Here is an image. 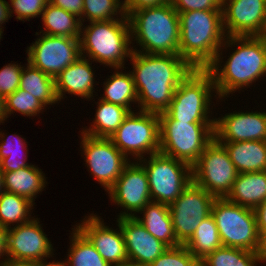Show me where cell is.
I'll return each instance as SVG.
<instances>
[{
	"instance_id": "1",
	"label": "cell",
	"mask_w": 266,
	"mask_h": 266,
	"mask_svg": "<svg viewBox=\"0 0 266 266\" xmlns=\"http://www.w3.org/2000/svg\"><path fill=\"white\" fill-rule=\"evenodd\" d=\"M132 73L140 111L160 114L172 101L179 83L193 69L180 55L132 53ZM140 104V105H139Z\"/></svg>"
},
{
	"instance_id": "2",
	"label": "cell",
	"mask_w": 266,
	"mask_h": 266,
	"mask_svg": "<svg viewBox=\"0 0 266 266\" xmlns=\"http://www.w3.org/2000/svg\"><path fill=\"white\" fill-rule=\"evenodd\" d=\"M178 15L179 55L194 69L220 68L221 47L227 37L222 10H194Z\"/></svg>"
},
{
	"instance_id": "3",
	"label": "cell",
	"mask_w": 266,
	"mask_h": 266,
	"mask_svg": "<svg viewBox=\"0 0 266 266\" xmlns=\"http://www.w3.org/2000/svg\"><path fill=\"white\" fill-rule=\"evenodd\" d=\"M230 45L238 48L228 56L223 68H207L219 99L266 75V36H227L222 47Z\"/></svg>"
},
{
	"instance_id": "4",
	"label": "cell",
	"mask_w": 266,
	"mask_h": 266,
	"mask_svg": "<svg viewBox=\"0 0 266 266\" xmlns=\"http://www.w3.org/2000/svg\"><path fill=\"white\" fill-rule=\"evenodd\" d=\"M127 17L131 41L136 40L141 48L137 50L135 47L134 52L179 55V15L171 1L164 5L134 11Z\"/></svg>"
},
{
	"instance_id": "5",
	"label": "cell",
	"mask_w": 266,
	"mask_h": 266,
	"mask_svg": "<svg viewBox=\"0 0 266 266\" xmlns=\"http://www.w3.org/2000/svg\"><path fill=\"white\" fill-rule=\"evenodd\" d=\"M116 17L114 20L90 22L84 28L82 23L80 53L82 57L93 59V62L121 70L125 57H131L133 47H129L132 42L128 17Z\"/></svg>"
},
{
	"instance_id": "6",
	"label": "cell",
	"mask_w": 266,
	"mask_h": 266,
	"mask_svg": "<svg viewBox=\"0 0 266 266\" xmlns=\"http://www.w3.org/2000/svg\"><path fill=\"white\" fill-rule=\"evenodd\" d=\"M158 115L160 120L159 152L192 167L206 146L214 139L215 123L176 121L166 112Z\"/></svg>"
},
{
	"instance_id": "7",
	"label": "cell",
	"mask_w": 266,
	"mask_h": 266,
	"mask_svg": "<svg viewBox=\"0 0 266 266\" xmlns=\"http://www.w3.org/2000/svg\"><path fill=\"white\" fill-rule=\"evenodd\" d=\"M214 79L207 69H192L179 83L165 111L173 120L187 123H215L210 119Z\"/></svg>"
},
{
	"instance_id": "8",
	"label": "cell",
	"mask_w": 266,
	"mask_h": 266,
	"mask_svg": "<svg viewBox=\"0 0 266 266\" xmlns=\"http://www.w3.org/2000/svg\"><path fill=\"white\" fill-rule=\"evenodd\" d=\"M211 215L223 246L256 251L259 232L254 209L237 205L226 198H216Z\"/></svg>"
},
{
	"instance_id": "9",
	"label": "cell",
	"mask_w": 266,
	"mask_h": 266,
	"mask_svg": "<svg viewBox=\"0 0 266 266\" xmlns=\"http://www.w3.org/2000/svg\"><path fill=\"white\" fill-rule=\"evenodd\" d=\"M148 159H140L139 163L146 170L151 200L170 205L192 181V167L161 152Z\"/></svg>"
},
{
	"instance_id": "10",
	"label": "cell",
	"mask_w": 266,
	"mask_h": 266,
	"mask_svg": "<svg viewBox=\"0 0 266 266\" xmlns=\"http://www.w3.org/2000/svg\"><path fill=\"white\" fill-rule=\"evenodd\" d=\"M113 144L128 158L143 159L145 153L152 155L160 151V120L157 113L130 112L110 137Z\"/></svg>"
},
{
	"instance_id": "11",
	"label": "cell",
	"mask_w": 266,
	"mask_h": 266,
	"mask_svg": "<svg viewBox=\"0 0 266 266\" xmlns=\"http://www.w3.org/2000/svg\"><path fill=\"white\" fill-rule=\"evenodd\" d=\"M238 172L224 145L215 138L192 166V181L216 198H225Z\"/></svg>"
},
{
	"instance_id": "12",
	"label": "cell",
	"mask_w": 266,
	"mask_h": 266,
	"mask_svg": "<svg viewBox=\"0 0 266 266\" xmlns=\"http://www.w3.org/2000/svg\"><path fill=\"white\" fill-rule=\"evenodd\" d=\"M216 197L191 181L182 194L169 205L175 236L184 245L202 220L211 214Z\"/></svg>"
},
{
	"instance_id": "13",
	"label": "cell",
	"mask_w": 266,
	"mask_h": 266,
	"mask_svg": "<svg viewBox=\"0 0 266 266\" xmlns=\"http://www.w3.org/2000/svg\"><path fill=\"white\" fill-rule=\"evenodd\" d=\"M81 136L80 147L84 152L86 166L95 180L108 191L131 161L110 138L93 137L82 132Z\"/></svg>"
},
{
	"instance_id": "14",
	"label": "cell",
	"mask_w": 266,
	"mask_h": 266,
	"mask_svg": "<svg viewBox=\"0 0 266 266\" xmlns=\"http://www.w3.org/2000/svg\"><path fill=\"white\" fill-rule=\"evenodd\" d=\"M26 53H28L27 62L55 78L81 57L80 40L42 34L27 48Z\"/></svg>"
},
{
	"instance_id": "15",
	"label": "cell",
	"mask_w": 266,
	"mask_h": 266,
	"mask_svg": "<svg viewBox=\"0 0 266 266\" xmlns=\"http://www.w3.org/2000/svg\"><path fill=\"white\" fill-rule=\"evenodd\" d=\"M52 254L53 246L38 218L7 229L8 260L43 264Z\"/></svg>"
},
{
	"instance_id": "16",
	"label": "cell",
	"mask_w": 266,
	"mask_h": 266,
	"mask_svg": "<svg viewBox=\"0 0 266 266\" xmlns=\"http://www.w3.org/2000/svg\"><path fill=\"white\" fill-rule=\"evenodd\" d=\"M106 192L111 201L126 210L122 211L118 218L135 217V214L152 201L146 170L138 162H130L123 169L122 175Z\"/></svg>"
},
{
	"instance_id": "17",
	"label": "cell",
	"mask_w": 266,
	"mask_h": 266,
	"mask_svg": "<svg viewBox=\"0 0 266 266\" xmlns=\"http://www.w3.org/2000/svg\"><path fill=\"white\" fill-rule=\"evenodd\" d=\"M222 12L226 36H266V0H223Z\"/></svg>"
},
{
	"instance_id": "18",
	"label": "cell",
	"mask_w": 266,
	"mask_h": 266,
	"mask_svg": "<svg viewBox=\"0 0 266 266\" xmlns=\"http://www.w3.org/2000/svg\"><path fill=\"white\" fill-rule=\"evenodd\" d=\"M218 142L266 141V112H233L215 118Z\"/></svg>"
},
{
	"instance_id": "19",
	"label": "cell",
	"mask_w": 266,
	"mask_h": 266,
	"mask_svg": "<svg viewBox=\"0 0 266 266\" xmlns=\"http://www.w3.org/2000/svg\"><path fill=\"white\" fill-rule=\"evenodd\" d=\"M75 225L93 244L101 257L111 266L128 261L123 233L104 225L99 216L91 214Z\"/></svg>"
},
{
	"instance_id": "20",
	"label": "cell",
	"mask_w": 266,
	"mask_h": 266,
	"mask_svg": "<svg viewBox=\"0 0 266 266\" xmlns=\"http://www.w3.org/2000/svg\"><path fill=\"white\" fill-rule=\"evenodd\" d=\"M123 233L128 261L149 266L169 247L152 236L135 217L117 218Z\"/></svg>"
},
{
	"instance_id": "21",
	"label": "cell",
	"mask_w": 266,
	"mask_h": 266,
	"mask_svg": "<svg viewBox=\"0 0 266 266\" xmlns=\"http://www.w3.org/2000/svg\"><path fill=\"white\" fill-rule=\"evenodd\" d=\"M89 62L90 59L81 56L55 77V90L59 101L67 92L87 100L92 98L95 73L92 70V63Z\"/></svg>"
},
{
	"instance_id": "22",
	"label": "cell",
	"mask_w": 266,
	"mask_h": 266,
	"mask_svg": "<svg viewBox=\"0 0 266 266\" xmlns=\"http://www.w3.org/2000/svg\"><path fill=\"white\" fill-rule=\"evenodd\" d=\"M225 198L255 210L266 200V171L238 173L231 191Z\"/></svg>"
},
{
	"instance_id": "23",
	"label": "cell",
	"mask_w": 266,
	"mask_h": 266,
	"mask_svg": "<svg viewBox=\"0 0 266 266\" xmlns=\"http://www.w3.org/2000/svg\"><path fill=\"white\" fill-rule=\"evenodd\" d=\"M142 213L143 218L135 216V219L152 236L168 247L181 245L174 233L169 205L151 201L140 211V214Z\"/></svg>"
},
{
	"instance_id": "24",
	"label": "cell",
	"mask_w": 266,
	"mask_h": 266,
	"mask_svg": "<svg viewBox=\"0 0 266 266\" xmlns=\"http://www.w3.org/2000/svg\"><path fill=\"white\" fill-rule=\"evenodd\" d=\"M238 173L266 171V141L219 142Z\"/></svg>"
},
{
	"instance_id": "25",
	"label": "cell",
	"mask_w": 266,
	"mask_h": 266,
	"mask_svg": "<svg viewBox=\"0 0 266 266\" xmlns=\"http://www.w3.org/2000/svg\"><path fill=\"white\" fill-rule=\"evenodd\" d=\"M44 175L41 169L34 165L17 171L3 172L4 191L25 197L34 203V198L46 186L47 182Z\"/></svg>"
},
{
	"instance_id": "26",
	"label": "cell",
	"mask_w": 266,
	"mask_h": 266,
	"mask_svg": "<svg viewBox=\"0 0 266 266\" xmlns=\"http://www.w3.org/2000/svg\"><path fill=\"white\" fill-rule=\"evenodd\" d=\"M98 104V105H97ZM94 121L82 133L93 137L110 138L131 112L128 108L99 99Z\"/></svg>"
},
{
	"instance_id": "27",
	"label": "cell",
	"mask_w": 266,
	"mask_h": 266,
	"mask_svg": "<svg viewBox=\"0 0 266 266\" xmlns=\"http://www.w3.org/2000/svg\"><path fill=\"white\" fill-rule=\"evenodd\" d=\"M41 19L44 30L43 34L59 37L80 38L81 21L76 15L65 11L63 8L48 3L44 8Z\"/></svg>"
},
{
	"instance_id": "28",
	"label": "cell",
	"mask_w": 266,
	"mask_h": 266,
	"mask_svg": "<svg viewBox=\"0 0 266 266\" xmlns=\"http://www.w3.org/2000/svg\"><path fill=\"white\" fill-rule=\"evenodd\" d=\"M19 88L33 95L45 107L59 101L55 90V78L33 67L29 62L22 70Z\"/></svg>"
},
{
	"instance_id": "29",
	"label": "cell",
	"mask_w": 266,
	"mask_h": 266,
	"mask_svg": "<svg viewBox=\"0 0 266 266\" xmlns=\"http://www.w3.org/2000/svg\"><path fill=\"white\" fill-rule=\"evenodd\" d=\"M110 78L106 79L103 83L104 94L100 97L102 100L128 108L131 112V104L138 102V94L135 87L132 73L118 71L119 68Z\"/></svg>"
},
{
	"instance_id": "30",
	"label": "cell",
	"mask_w": 266,
	"mask_h": 266,
	"mask_svg": "<svg viewBox=\"0 0 266 266\" xmlns=\"http://www.w3.org/2000/svg\"><path fill=\"white\" fill-rule=\"evenodd\" d=\"M184 245L198 261L223 246L217 225L211 214L202 220L192 237Z\"/></svg>"
},
{
	"instance_id": "31",
	"label": "cell",
	"mask_w": 266,
	"mask_h": 266,
	"mask_svg": "<svg viewBox=\"0 0 266 266\" xmlns=\"http://www.w3.org/2000/svg\"><path fill=\"white\" fill-rule=\"evenodd\" d=\"M33 202L25 197L3 191L0 194V226L6 229L27 223L33 219L31 210Z\"/></svg>"
},
{
	"instance_id": "32",
	"label": "cell",
	"mask_w": 266,
	"mask_h": 266,
	"mask_svg": "<svg viewBox=\"0 0 266 266\" xmlns=\"http://www.w3.org/2000/svg\"><path fill=\"white\" fill-rule=\"evenodd\" d=\"M72 229L71 245L66 259L69 266H111L77 227Z\"/></svg>"
},
{
	"instance_id": "33",
	"label": "cell",
	"mask_w": 266,
	"mask_h": 266,
	"mask_svg": "<svg viewBox=\"0 0 266 266\" xmlns=\"http://www.w3.org/2000/svg\"><path fill=\"white\" fill-rule=\"evenodd\" d=\"M256 252L222 246L199 261L200 266H257Z\"/></svg>"
},
{
	"instance_id": "34",
	"label": "cell",
	"mask_w": 266,
	"mask_h": 266,
	"mask_svg": "<svg viewBox=\"0 0 266 266\" xmlns=\"http://www.w3.org/2000/svg\"><path fill=\"white\" fill-rule=\"evenodd\" d=\"M4 133L0 132V168L3 172L17 171L18 169L25 168L31 164L26 163V156L24 155V160L18 159V154L20 149H27L25 139L19 137L18 135L12 136L15 140H9V137L5 139ZM10 138V139H13ZM15 141V145L14 142ZM13 142V144H12ZM14 146V147H13ZM17 146V147H16ZM13 147V148H12ZM16 148V149H15ZM20 148V149H19Z\"/></svg>"
},
{
	"instance_id": "35",
	"label": "cell",
	"mask_w": 266,
	"mask_h": 266,
	"mask_svg": "<svg viewBox=\"0 0 266 266\" xmlns=\"http://www.w3.org/2000/svg\"><path fill=\"white\" fill-rule=\"evenodd\" d=\"M125 16L123 1L120 0H84L83 22L87 18L89 22L114 20L118 15ZM85 18V19H84Z\"/></svg>"
},
{
	"instance_id": "36",
	"label": "cell",
	"mask_w": 266,
	"mask_h": 266,
	"mask_svg": "<svg viewBox=\"0 0 266 266\" xmlns=\"http://www.w3.org/2000/svg\"><path fill=\"white\" fill-rule=\"evenodd\" d=\"M45 108L46 107L33 97V95L20 88L5 98L6 119L9 117L8 115H11L14 111L24 116L32 117L41 113Z\"/></svg>"
},
{
	"instance_id": "37",
	"label": "cell",
	"mask_w": 266,
	"mask_h": 266,
	"mask_svg": "<svg viewBox=\"0 0 266 266\" xmlns=\"http://www.w3.org/2000/svg\"><path fill=\"white\" fill-rule=\"evenodd\" d=\"M149 266H200L185 245L169 247Z\"/></svg>"
},
{
	"instance_id": "38",
	"label": "cell",
	"mask_w": 266,
	"mask_h": 266,
	"mask_svg": "<svg viewBox=\"0 0 266 266\" xmlns=\"http://www.w3.org/2000/svg\"><path fill=\"white\" fill-rule=\"evenodd\" d=\"M49 0H10L11 16L14 12L16 19L29 21L30 18L40 17Z\"/></svg>"
},
{
	"instance_id": "39",
	"label": "cell",
	"mask_w": 266,
	"mask_h": 266,
	"mask_svg": "<svg viewBox=\"0 0 266 266\" xmlns=\"http://www.w3.org/2000/svg\"><path fill=\"white\" fill-rule=\"evenodd\" d=\"M23 67L19 64L10 63L0 70V95L3 98H6L19 88Z\"/></svg>"
},
{
	"instance_id": "40",
	"label": "cell",
	"mask_w": 266,
	"mask_h": 266,
	"mask_svg": "<svg viewBox=\"0 0 266 266\" xmlns=\"http://www.w3.org/2000/svg\"><path fill=\"white\" fill-rule=\"evenodd\" d=\"M178 12L194 10H222L223 0H170Z\"/></svg>"
},
{
	"instance_id": "41",
	"label": "cell",
	"mask_w": 266,
	"mask_h": 266,
	"mask_svg": "<svg viewBox=\"0 0 266 266\" xmlns=\"http://www.w3.org/2000/svg\"><path fill=\"white\" fill-rule=\"evenodd\" d=\"M168 2L170 0H124L123 9L125 15L128 16L134 11L164 5Z\"/></svg>"
},
{
	"instance_id": "42",
	"label": "cell",
	"mask_w": 266,
	"mask_h": 266,
	"mask_svg": "<svg viewBox=\"0 0 266 266\" xmlns=\"http://www.w3.org/2000/svg\"><path fill=\"white\" fill-rule=\"evenodd\" d=\"M49 3L81 18L82 24L84 0H49Z\"/></svg>"
},
{
	"instance_id": "43",
	"label": "cell",
	"mask_w": 266,
	"mask_h": 266,
	"mask_svg": "<svg viewBox=\"0 0 266 266\" xmlns=\"http://www.w3.org/2000/svg\"><path fill=\"white\" fill-rule=\"evenodd\" d=\"M258 232V247L255 252L258 256L259 263H262V261L264 263L266 262V229Z\"/></svg>"
},
{
	"instance_id": "44",
	"label": "cell",
	"mask_w": 266,
	"mask_h": 266,
	"mask_svg": "<svg viewBox=\"0 0 266 266\" xmlns=\"http://www.w3.org/2000/svg\"><path fill=\"white\" fill-rule=\"evenodd\" d=\"M257 218V229L262 231L266 229V200L255 209Z\"/></svg>"
},
{
	"instance_id": "45",
	"label": "cell",
	"mask_w": 266,
	"mask_h": 266,
	"mask_svg": "<svg viewBox=\"0 0 266 266\" xmlns=\"http://www.w3.org/2000/svg\"><path fill=\"white\" fill-rule=\"evenodd\" d=\"M11 17L10 12V4L5 0H0V30H2V23H5L8 21V19Z\"/></svg>"
},
{
	"instance_id": "46",
	"label": "cell",
	"mask_w": 266,
	"mask_h": 266,
	"mask_svg": "<svg viewBox=\"0 0 266 266\" xmlns=\"http://www.w3.org/2000/svg\"><path fill=\"white\" fill-rule=\"evenodd\" d=\"M7 257V229L0 226V258Z\"/></svg>"
},
{
	"instance_id": "47",
	"label": "cell",
	"mask_w": 266,
	"mask_h": 266,
	"mask_svg": "<svg viewBox=\"0 0 266 266\" xmlns=\"http://www.w3.org/2000/svg\"><path fill=\"white\" fill-rule=\"evenodd\" d=\"M0 266H41V264L35 262L13 261L6 258L4 261H0Z\"/></svg>"
},
{
	"instance_id": "48",
	"label": "cell",
	"mask_w": 266,
	"mask_h": 266,
	"mask_svg": "<svg viewBox=\"0 0 266 266\" xmlns=\"http://www.w3.org/2000/svg\"><path fill=\"white\" fill-rule=\"evenodd\" d=\"M6 119V112H5V98L0 95V125Z\"/></svg>"
},
{
	"instance_id": "49",
	"label": "cell",
	"mask_w": 266,
	"mask_h": 266,
	"mask_svg": "<svg viewBox=\"0 0 266 266\" xmlns=\"http://www.w3.org/2000/svg\"><path fill=\"white\" fill-rule=\"evenodd\" d=\"M41 266H69V264L67 263V261H63V262H54V260L50 263H47V261H45V263L41 264Z\"/></svg>"
},
{
	"instance_id": "50",
	"label": "cell",
	"mask_w": 266,
	"mask_h": 266,
	"mask_svg": "<svg viewBox=\"0 0 266 266\" xmlns=\"http://www.w3.org/2000/svg\"><path fill=\"white\" fill-rule=\"evenodd\" d=\"M112 266H144V265H141V264L135 263V262H131V261H126V262H123V263H120V264H115V265H112Z\"/></svg>"
},
{
	"instance_id": "51",
	"label": "cell",
	"mask_w": 266,
	"mask_h": 266,
	"mask_svg": "<svg viewBox=\"0 0 266 266\" xmlns=\"http://www.w3.org/2000/svg\"><path fill=\"white\" fill-rule=\"evenodd\" d=\"M4 191L3 188V171L0 168V194Z\"/></svg>"
},
{
	"instance_id": "52",
	"label": "cell",
	"mask_w": 266,
	"mask_h": 266,
	"mask_svg": "<svg viewBox=\"0 0 266 266\" xmlns=\"http://www.w3.org/2000/svg\"><path fill=\"white\" fill-rule=\"evenodd\" d=\"M2 33H3V32L0 30V39L2 38Z\"/></svg>"
}]
</instances>
